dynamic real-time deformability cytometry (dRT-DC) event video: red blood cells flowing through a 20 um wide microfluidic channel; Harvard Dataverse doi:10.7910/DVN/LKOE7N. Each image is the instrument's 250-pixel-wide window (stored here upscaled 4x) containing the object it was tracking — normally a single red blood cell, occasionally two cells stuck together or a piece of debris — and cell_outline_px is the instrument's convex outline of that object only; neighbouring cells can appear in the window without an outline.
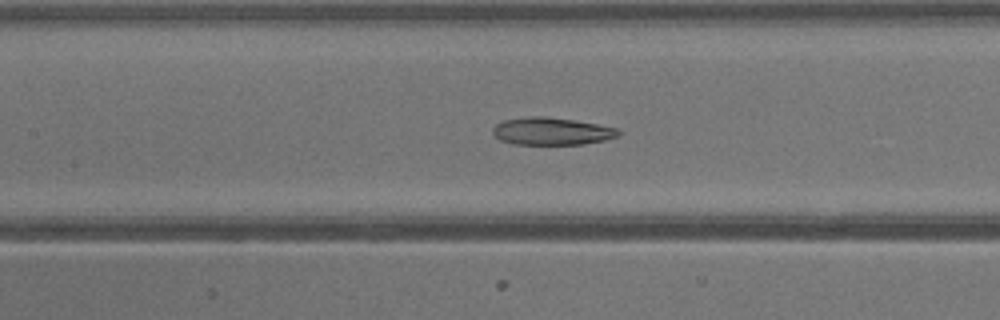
{"species": "common noctule bat (a hibernating species)", "species_latin": "Nyctalus noctula", "temperature_condition": "warm", "stored_images_in_passage": 41, "camera_frame_rate_fps": 3000, "um_per_image_px": 0.085, "animal": {"sex": "male", "body_mass_g": 13.3}, "frame": {"image": 1, "passage_image": 19, "time_ms": 6.0, "image_size_px": [1000, 320], "cell_outline_px": [[620, 136], [604, 140], [584, 144], [516, 144], [500, 140], [492, 132], [492, 128], [496, 124], [504, 120], [532, 116], [544, 116], [572, 120], [620, 128]], "centroid_in_image_um": [46.91, 11.16], "position_along_channel_um": 160.5, "area_um2": 20.0}}
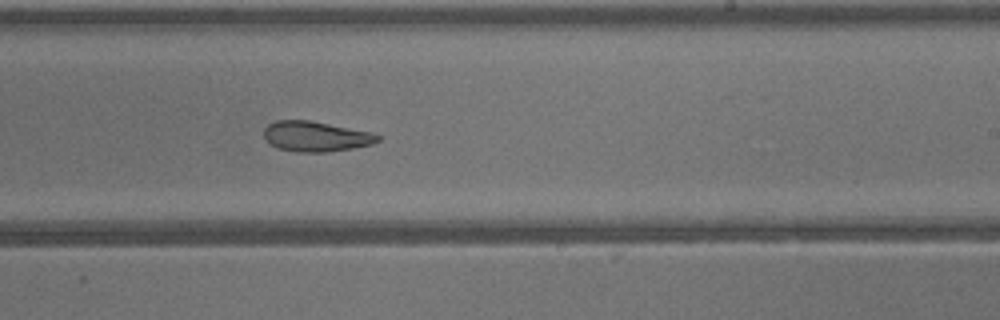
{"frame": {"image": 2, "passage_image": 25, "time_ms": 8.0, "image_size_px": [1000, 320], "cell_outline_px": [[380, 140], [372, 144], [352, 148], [324, 152], [296, 152], [276, 148], [268, 144], [264, 136], [264, 128], [268, 124], [276, 120], [308, 120], [372, 132], [380, 136]], "centroid_in_image_um": [26.8, 11.6], "position_along_channel_um": 262.2, "area_um2": 20.11}}
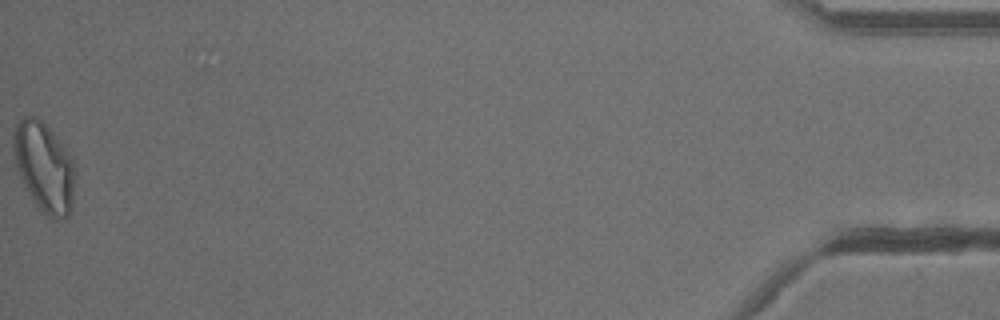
{"frame": {"image": 3, "passage_image": 41, "time_ms": 13.333, "image_size_px": [1000, 320], "cell_outline_px": [[72, 208], [68, 216], [64, 220], [52, 220], [40, 212], [36, 208], [24, 188], [16, 168], [16, 124], [24, 116], [36, 116], [64, 144], [72, 160]], "centroid_in_image_um": [3.76, 14.3], "position_along_channel_um": 431.4, "area_um2": 31.67}}